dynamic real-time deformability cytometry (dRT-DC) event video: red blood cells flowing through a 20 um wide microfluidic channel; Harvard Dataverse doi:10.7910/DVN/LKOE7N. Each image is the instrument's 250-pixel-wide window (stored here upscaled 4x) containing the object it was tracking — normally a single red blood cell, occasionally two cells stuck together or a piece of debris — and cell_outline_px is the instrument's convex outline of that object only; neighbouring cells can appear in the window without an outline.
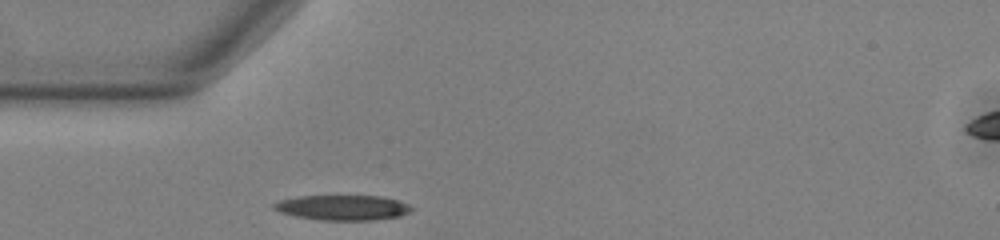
{"species": "common noctule bat (a hibernating species)", "species_latin": "Nyctalus noctula", "temperature_condition": "warm", "stored_images_in_passage": 39, "camera_frame_rate_fps": 3000, "um_per_image_px": 0.085, "animal": {"sex": "male", "body_mass_g": 13.0, "forearm_length_mm": 53.1}, "frame": {"image": 1, "passage_image": 1, "time_ms": 0.0, "image_size_px": [1000, 240], "cell_outline_px": [[412, 212], [400, 216], [372, 220], [320, 220], [296, 216], [280, 212], [272, 208], [272, 204], [280, 200], [296, 196], [380, 196], [400, 200], [408, 204], [412, 208]], "centroid_in_image_um": [29.14, 17.64], "position_along_channel_um": 55.9, "area_um2": 20.23}}
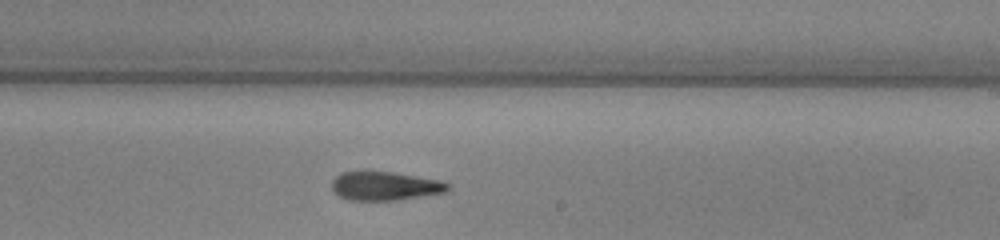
{"frame": {"image": 2, "passage_image": 17, "time_ms": 5.333, "image_size_px": [1000, 240], "cell_outline_px": [[452, 188], [448, 192], [424, 196], [396, 200], [348, 200], [332, 192], [332, 180], [340, 172], [364, 168], [392, 172], [444, 180], [452, 184]], "centroid_in_image_um": [32.74, 15.76], "position_along_channel_um": 256.3, "area_um2": 20.52}}
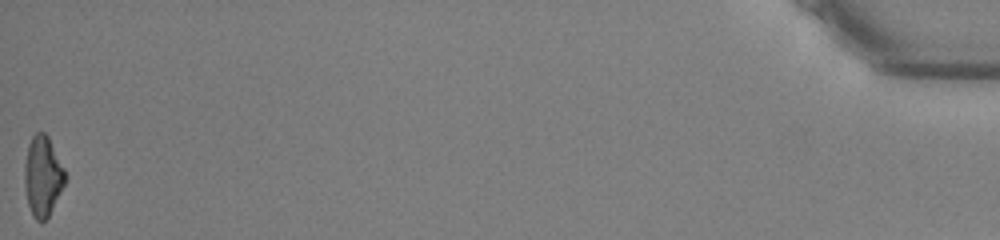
{"frame": {"image": 3, "passage_image": 39, "time_ms": 12.667, "image_size_px": [1000, 240], "cell_outline_px": [[68, 176], [48, 216], [44, 220], [36, 220], [32, 216], [28, 204], [24, 184], [24, 164], [28, 144], [32, 136], [36, 132], [44, 132], [48, 136]], "centroid_in_image_um": [3.62, 14.94], "position_along_channel_um": 431.6, "area_um2": 18.9}, "authors_computed_cell_mechanics": {"area_um2": 19.8254, "velocity_mm_per_s": 3.8476, "shape_relaxation_time_tau1_ms": 6.4994, "shape_relaxation_time_tau2_ms": 4.9481, "deformation_change_tau1": 0.1747, "deformation_change_tau2": 0.1725}}